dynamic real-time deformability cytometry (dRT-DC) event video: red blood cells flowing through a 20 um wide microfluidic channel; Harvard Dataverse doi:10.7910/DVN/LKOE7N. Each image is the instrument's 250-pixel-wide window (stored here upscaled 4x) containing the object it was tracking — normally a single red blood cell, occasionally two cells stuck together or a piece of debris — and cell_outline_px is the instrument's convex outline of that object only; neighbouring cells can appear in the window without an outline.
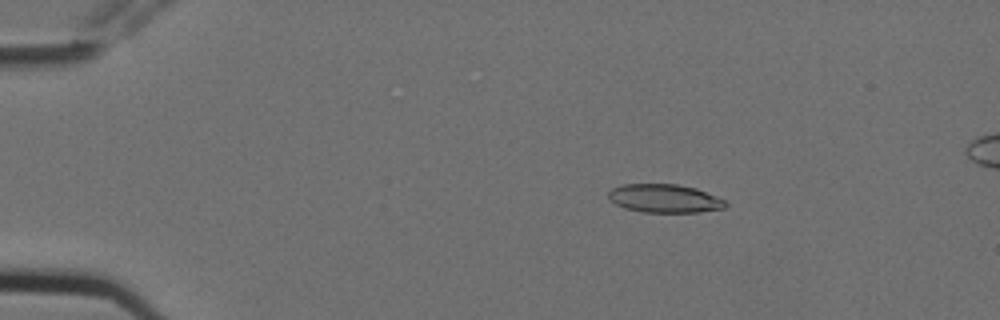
{"species": "Egyptian fruit bat (a non-hibernating species)", "species_latin": "Rousettus aegyptiacus", "temperature_condition": "cold", "stored_images_in_passage": 7, "camera_frame_rate_fps": 3000, "um_per_image_px": 0.085, "animal": {"sex": "female"}, "frame": {"image": 1, "passage_image": 2, "time_ms": 0.333, "image_size_px": [1000, 320], "cell_outline_px": [[728, 204], [724, 208], [700, 212], [640, 212], [624, 208], [608, 200], [608, 192], [612, 188], [624, 184], [676, 184], [696, 188], [716, 196], [724, 200]], "centroid_in_image_um": [56.46, 16.87], "position_along_channel_um": 28.5, "area_um2": 19.48}}
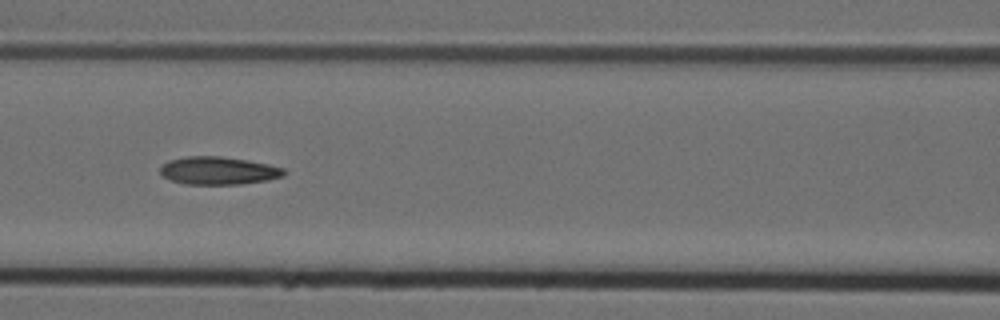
{"frame": {"image": 2, "passage_image": 6, "time_ms": 1.667, "image_size_px": [1000, 320], "cell_outline_px": [[284, 176], [268, 180], [240, 184], [184, 184], [172, 180], [164, 176], [160, 172], [160, 168], [168, 160], [188, 156], [220, 156], [268, 164], [284, 168]], "centroid_in_image_um": [18.56, 14.51], "position_along_channel_um": 148.0, "area_um2": 19.88}}
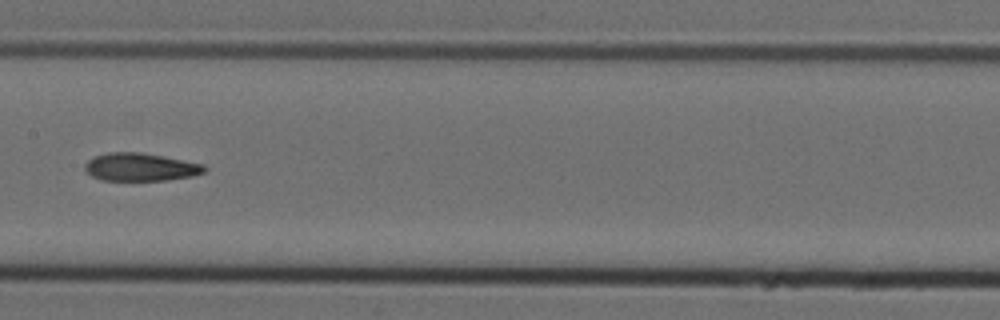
{"frame": {"image": 3, "passage_image": 7, "time_ms": 2.0, "image_size_px": [1000, 320], "cell_outline_px": [[208, 168], [204, 172], [192, 176], [168, 180], [100, 180], [92, 176], [84, 168], [84, 164], [88, 160], [96, 156], [108, 152], [140, 152], [204, 164]], "centroid_in_image_um": [11.94, 14.2], "position_along_channel_um": 195.5, "area_um2": 19.36}}